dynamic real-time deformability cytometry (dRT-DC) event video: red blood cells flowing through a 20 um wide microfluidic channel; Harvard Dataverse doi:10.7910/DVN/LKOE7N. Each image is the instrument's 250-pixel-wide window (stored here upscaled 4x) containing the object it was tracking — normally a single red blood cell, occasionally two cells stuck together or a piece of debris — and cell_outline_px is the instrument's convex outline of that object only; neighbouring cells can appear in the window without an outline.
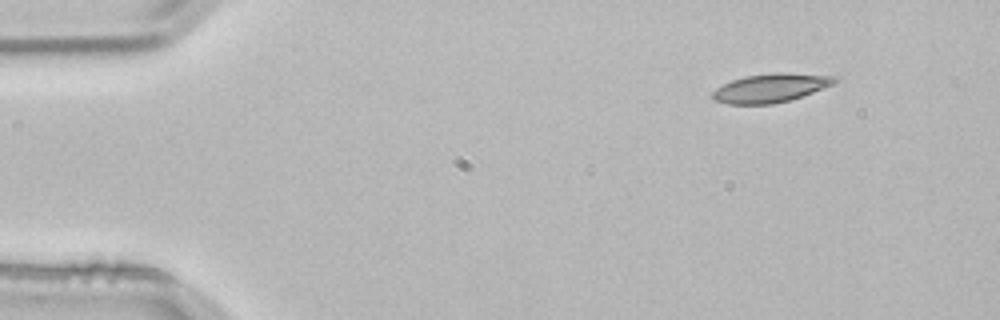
{"species": "common noctule bat (a hibernating species)", "species_latin": "Nyctalus noctula", "temperature_condition": "room temperature", "stored_images_in_passage": 4, "camera_frame_rate_fps": 3000, "um_per_image_px": 0.085, "animal": {"sex": "male", "body_mass_g": 21.5, "forearm_length_mm": 52.0}, "frame": {"image": 1, "passage_image": 4, "time_ms": 1.0, "image_size_px": [1000, 320], "cell_outline_px": [[840, 80], [832, 84], [812, 92], [788, 100], [772, 104], [728, 104], [716, 100], [712, 96], [712, 92], [716, 88], [732, 80], [744, 76], [776, 72], [780, 72], [840, 76]], "centroid_in_image_um": [65.52, 7.46], "position_along_channel_um": 19.5, "area_um2": 20.29}}